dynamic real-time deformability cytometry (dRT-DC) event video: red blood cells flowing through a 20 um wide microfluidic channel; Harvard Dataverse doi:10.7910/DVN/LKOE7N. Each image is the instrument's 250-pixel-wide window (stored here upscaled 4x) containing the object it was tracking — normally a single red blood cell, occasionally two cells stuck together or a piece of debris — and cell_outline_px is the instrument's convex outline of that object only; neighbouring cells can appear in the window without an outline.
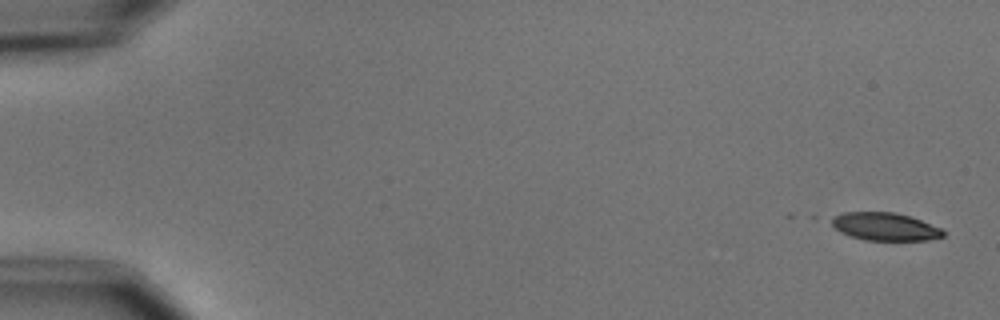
{"species": "common noctule bat (a hibernating species)", "species_latin": "Nyctalus noctula", "temperature_condition": "cold", "stored_images_in_passage": 6, "camera_frame_rate_fps": 3000, "um_per_image_px": 0.085, "animal": {"sex": "male", "body_mass_g": 15.6}, "frame": {"image": 1, "passage_image": 1, "time_ms": 0.0, "image_size_px": [1000, 320], "cell_outline_px": [[944, 236], [928, 240], [864, 240], [840, 232], [832, 224], [832, 216], [844, 212], [892, 212], [908, 216], [920, 220], [940, 228], [944, 232]], "centroid_in_image_um": [75.2, 19.26], "position_along_channel_um": 9.8, "area_um2": 17.86}}
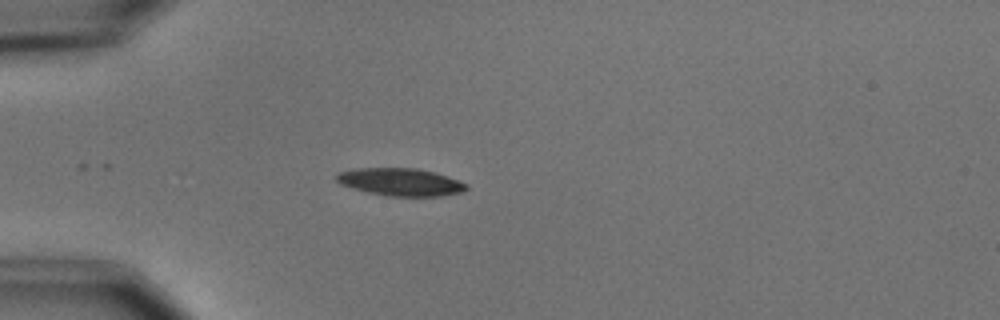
{"frame": {"image": 2, "passage_image": 5, "time_ms": 4.667, "image_size_px": [1000, 320], "cell_outline_px": [[468, 188], [464, 192], [440, 196], [388, 196], [368, 192], [352, 188], [340, 184], [336, 180], [336, 176], [340, 172], [356, 168], [416, 168], [448, 176], [468, 184]], "centroid_in_image_um": [34.07, 15.47], "position_along_channel_um": 50.9, "area_um2": 20.87}}